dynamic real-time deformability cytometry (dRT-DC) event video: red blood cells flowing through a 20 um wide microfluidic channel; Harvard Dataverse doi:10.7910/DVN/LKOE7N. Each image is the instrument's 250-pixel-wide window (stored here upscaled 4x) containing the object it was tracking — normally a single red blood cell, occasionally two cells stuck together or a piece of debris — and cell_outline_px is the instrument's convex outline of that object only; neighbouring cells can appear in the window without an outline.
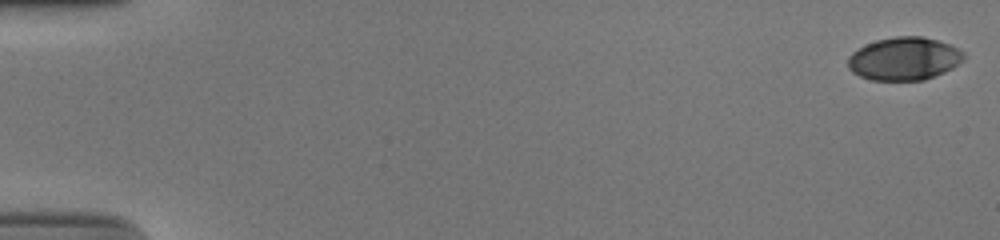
{"species": "human", "species_latin": "Homo sapiens", "temperature_condition": "cold", "stored_images_in_passage": 53, "camera_frame_rate_fps": 3000, "um_per_image_px": 0.085, "donor": {"sex": "male"}, "frame": {"image": 1, "passage_image": 1, "time_ms": 0.0, "image_size_px": [1000, 240], "cell_outline_px": [[964, 60], [952, 68], [944, 72], [924, 80], [872, 80], [860, 76], [852, 72], [848, 68], [848, 56], [852, 52], [864, 44], [876, 40], [896, 36], [920, 36], [936, 40], [948, 44], [964, 52]], "centroid_in_image_um": [76.82, 4.99], "position_along_channel_um": 8.2, "area_um2": 29.02}}
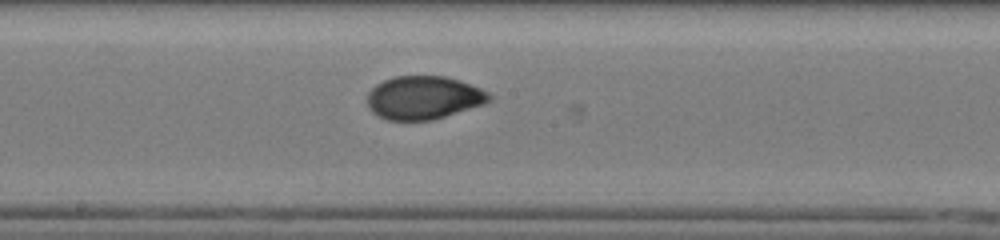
{"frame": {"image": 2, "passage_image": 30, "time_ms": 9.667, "image_size_px": [1000, 240], "cell_outline_px": [[492, 100], [484, 104], [432, 120], [388, 120], [372, 112], [368, 108], [368, 92], [376, 84], [384, 80], [396, 76], [444, 76], [460, 80], [480, 88], [488, 92], [492, 96]], "centroid_in_image_um": [36.02, 8.3], "position_along_channel_um": 212.2, "area_um2": 30.69}}
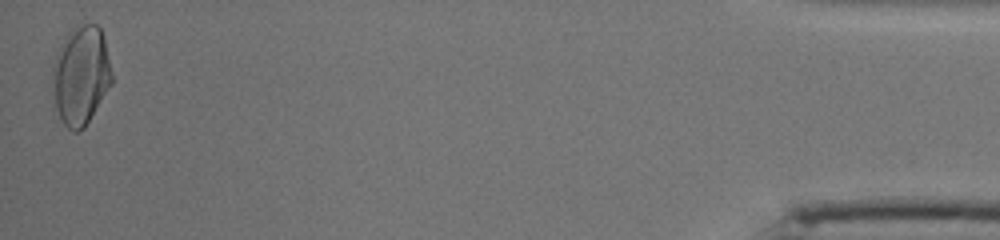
{"frame": {"image": 3, "passage_image": 53, "time_ms": 17.333, "image_size_px": [1000, 240], "cell_outline_px": [[112, 84], [84, 128], [76, 132], [72, 132], [64, 124], [56, 108], [52, 80], [52, 68], [56, 56], [64, 36], [76, 24], [96, 24], [100, 28], [104, 36], [112, 72]], "centroid_in_image_um": [6.88, 6.38], "position_along_channel_um": 428.3, "area_um2": 34.28}, "authors_computed_cell_mechanics": {"area_um2": 30.2294, "velocity_mm_per_s": 3.9177, "shape_relaxation_time_tau1_ms": 5.4874, "shape_relaxation_time_tau2_ms": 0.821, "deformation_change_tau1": 0.1887, "deformation_change_tau2": 0.0375}}